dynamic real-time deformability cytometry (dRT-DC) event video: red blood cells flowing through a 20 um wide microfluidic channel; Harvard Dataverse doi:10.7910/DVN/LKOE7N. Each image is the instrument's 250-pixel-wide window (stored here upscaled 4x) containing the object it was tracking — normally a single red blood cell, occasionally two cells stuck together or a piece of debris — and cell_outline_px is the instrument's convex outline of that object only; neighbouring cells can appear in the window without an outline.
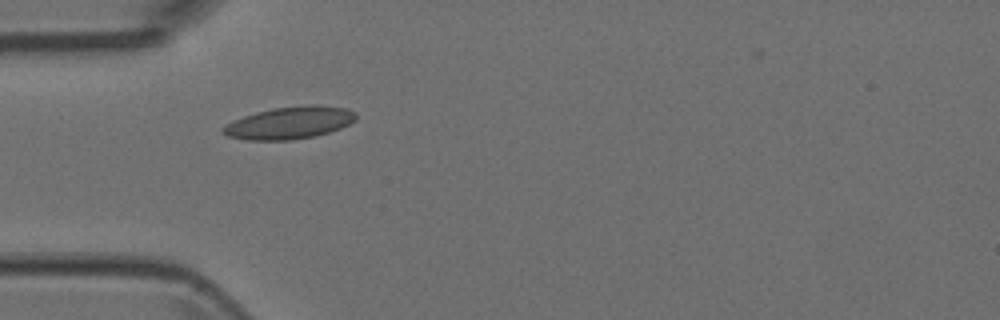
{"species": "Egyptian fruit bat (a non-hibernating species)", "species_latin": "Rousettus aegyptiacus", "temperature_condition": "room temperature", "stored_images_in_passage": 8, "camera_frame_rate_fps": 3000, "um_per_image_px": 0.085, "animal": {"sex": "female"}, "frame": {"image": 1, "passage_image": 4, "time_ms": 1.0, "image_size_px": [1000, 320], "cell_outline_px": [[356, 120], [340, 128], [316, 136], [292, 140], [248, 140], [228, 136], [220, 132], [220, 128], [232, 120], [256, 112], [272, 108], [308, 104], [316, 104], [344, 108], [356, 112]], "centroid_in_image_um": [24.58, 10.43], "position_along_channel_um": 60.4, "area_um2": 25.2}}
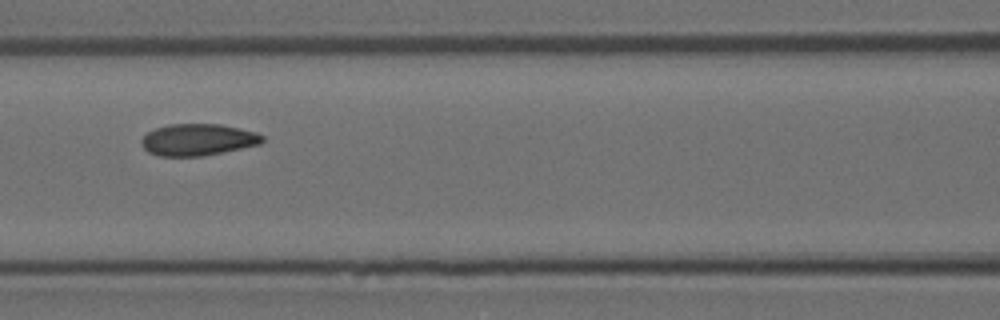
{"frame": {"image": 2, "passage_image": 6, "time_ms": 1.667, "image_size_px": [1000, 320], "cell_outline_px": [[264, 140], [260, 144], [204, 156], [160, 156], [148, 152], [140, 144], [140, 140], [148, 132], [156, 128], [168, 124], [220, 124], [240, 128], [256, 132], [264, 136]], "centroid_in_image_um": [16.81, 11.87], "position_along_channel_um": 149.8, "area_um2": 22.43}}
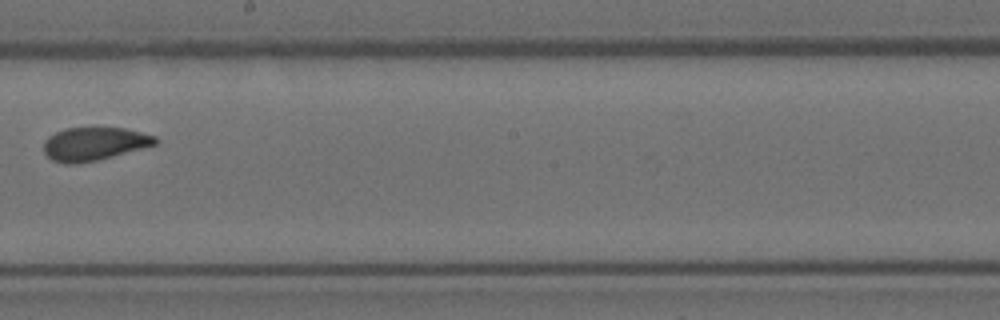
{"frame": {"image": 3, "passage_image": 8, "time_ms": 2.333, "image_size_px": [1000, 320], "cell_outline_px": [[160, 140], [156, 144], [112, 156], [96, 160], [76, 164], [64, 164], [52, 160], [44, 152], [44, 140], [48, 136], [64, 128], [124, 128], [156, 136]], "centroid_in_image_um": [7.98, 12.22], "position_along_channel_um": 240.2, "area_um2": 21.5}}